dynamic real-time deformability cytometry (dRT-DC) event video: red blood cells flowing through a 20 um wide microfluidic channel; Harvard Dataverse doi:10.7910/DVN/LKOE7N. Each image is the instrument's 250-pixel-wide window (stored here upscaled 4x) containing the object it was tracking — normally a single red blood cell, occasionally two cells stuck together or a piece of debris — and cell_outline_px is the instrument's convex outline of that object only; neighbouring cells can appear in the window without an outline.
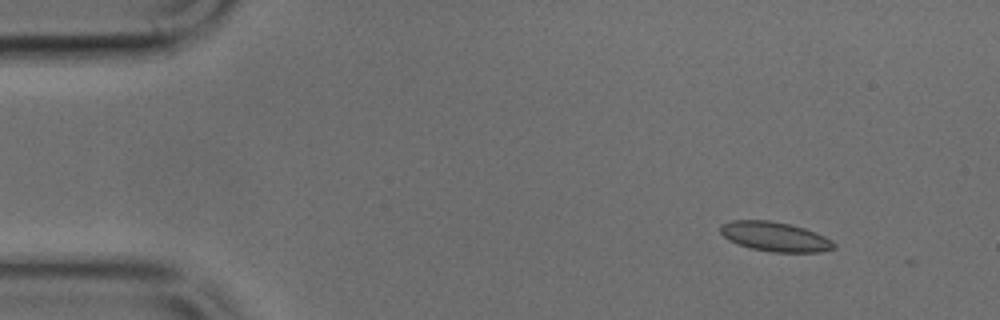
{"species": "common noctule bat (a hibernating species)", "species_latin": "Nyctalus noctula", "temperature_condition": "cold", "stored_images_in_passage": 28, "camera_frame_rate_fps": 3000, "um_per_image_px": 0.085, "animal": {"sex": "male", "body_mass_g": 17.9, "forearm_length_mm": 54.2}, "frame": {"image": 1, "passage_image": 3, "time_ms": 0.667, "image_size_px": [1000, 320], "cell_outline_px": [[836, 248], [820, 252], [772, 252], [748, 248], [728, 240], [720, 232], [720, 224], [732, 220], [768, 220], [788, 224], [804, 228], [816, 232], [832, 240], [836, 244]], "centroid_in_image_um": [65.87, 20.12], "position_along_channel_um": 19.1, "area_um2": 19.65}}
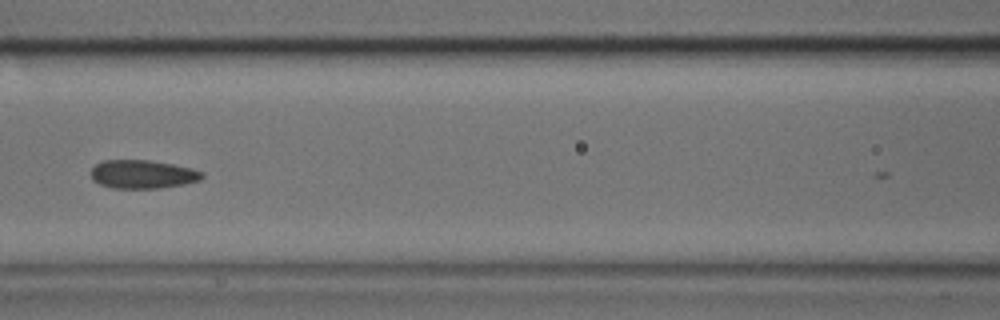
{"frame": {"image": 2, "passage_image": 19, "time_ms": 6.0, "image_size_px": [1000, 320], "cell_outline_px": [[204, 176], [200, 180], [184, 184], [160, 188], [112, 188], [100, 184], [92, 180], [92, 168], [100, 160], [148, 160], [172, 164], [192, 168], [204, 172]], "centroid_in_image_um": [12.13, 14.81], "position_along_channel_um": 154.5, "area_um2": 18.5}}
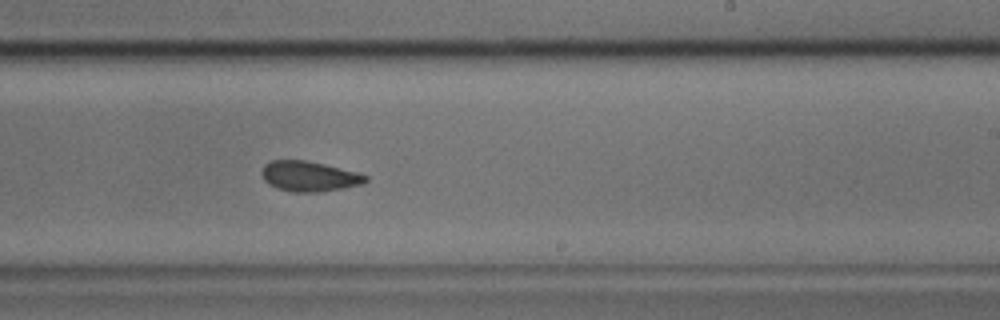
{"frame": {"image": 3, "passage_image": 27, "time_ms": 8.667, "image_size_px": [1000, 320], "cell_outline_px": [[368, 180], [364, 184], [344, 188], [316, 192], [292, 192], [276, 188], [268, 184], [264, 180], [260, 172], [264, 164], [272, 160], [304, 160], [324, 164], [356, 172], [368, 176]], "centroid_in_image_um": [26.26, 14.99], "position_along_channel_um": 262.7, "area_um2": 18.38}}